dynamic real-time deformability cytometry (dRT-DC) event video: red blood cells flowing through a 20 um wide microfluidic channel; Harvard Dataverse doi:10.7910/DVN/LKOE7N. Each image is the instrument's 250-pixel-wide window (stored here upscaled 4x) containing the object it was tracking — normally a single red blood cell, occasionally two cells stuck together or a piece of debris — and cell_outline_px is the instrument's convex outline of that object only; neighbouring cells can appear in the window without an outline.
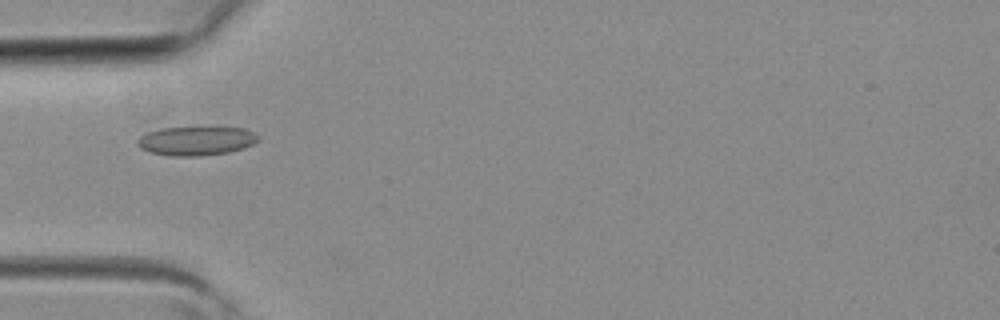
{"species": "common noctule bat (a hibernating species)", "species_latin": "Nyctalus noctula", "temperature_condition": "room temperature", "stored_images_in_passage": 4, "camera_frame_rate_fps": 3000, "um_per_image_px": 0.085, "animal": {"sex": "female", "body_mass_g": 19.3, "forearm_length_mm": 54.1}, "frame": {"image": 1, "passage_image": 3, "time_ms": 0.667, "image_size_px": [1000, 320], "cell_outline_px": [[260, 140], [244, 148], [228, 152], [196, 156], [172, 156], [148, 152], [140, 148], [136, 144], [136, 140], [140, 136], [148, 132], [160, 128], [216, 124], [244, 128], [256, 132], [260, 136]], "centroid_in_image_um": [16.73, 11.91], "position_along_channel_um": 68.3, "area_um2": 21.62}}
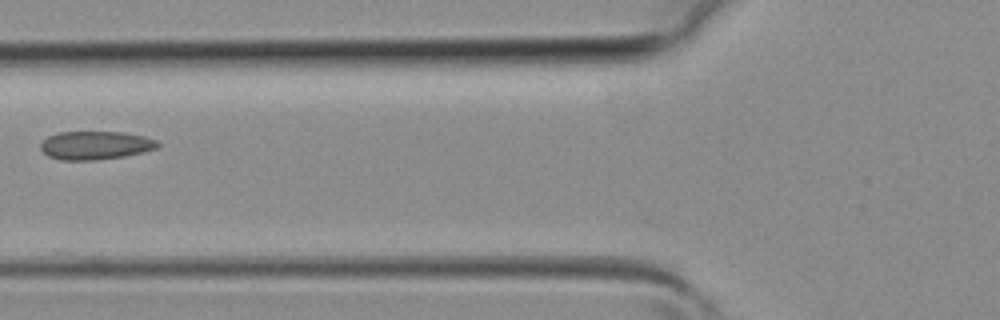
{"frame": {"image": 2, "passage_image": 4, "time_ms": 1.0, "image_size_px": [1000, 320], "cell_outline_px": [[160, 144], [156, 148], [124, 156], [96, 160], [64, 160], [48, 156], [40, 148], [40, 144], [48, 136], [60, 132], [124, 132], [144, 136], [156, 140]], "centroid_in_image_um": [8.1, 12.35], "position_along_channel_um": 117.7, "area_um2": 19.19}}